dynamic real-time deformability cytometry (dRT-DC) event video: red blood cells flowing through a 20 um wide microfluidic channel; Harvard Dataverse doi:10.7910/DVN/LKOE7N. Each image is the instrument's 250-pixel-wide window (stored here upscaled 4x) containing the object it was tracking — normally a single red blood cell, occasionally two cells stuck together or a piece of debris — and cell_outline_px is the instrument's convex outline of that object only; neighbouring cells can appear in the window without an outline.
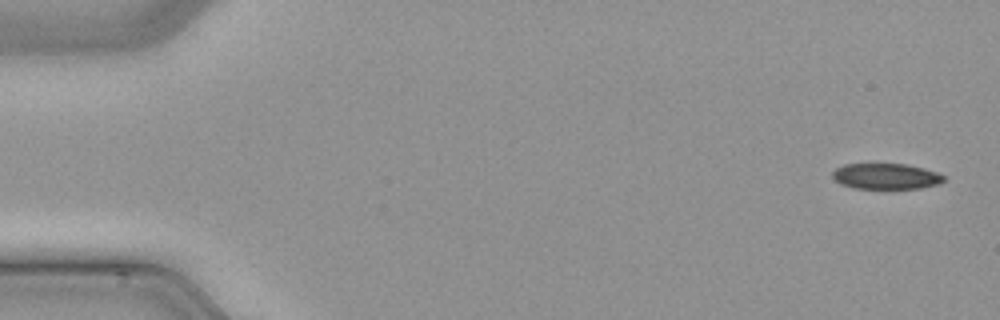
{"species": "common noctule bat (a hibernating species)", "species_latin": "Nyctalus noctula", "temperature_condition": "cold", "stored_images_in_passage": 48, "camera_frame_rate_fps": 3000, "um_per_image_px": 0.085, "animal": {"sex": "male", "body_mass_g": 21.5, "forearm_length_mm": 52.0}, "frame": {"image": 1, "passage_image": 1, "time_ms": 0.0, "image_size_px": [1000, 320], "cell_outline_px": [[944, 180], [936, 184], [920, 188], [852, 188], [840, 184], [832, 176], [832, 172], [836, 168], [844, 164], [908, 164], [924, 168], [936, 172], [944, 176]], "centroid_in_image_um": [75.27, 14.98], "position_along_channel_um": 9.7, "area_um2": 16.59}}
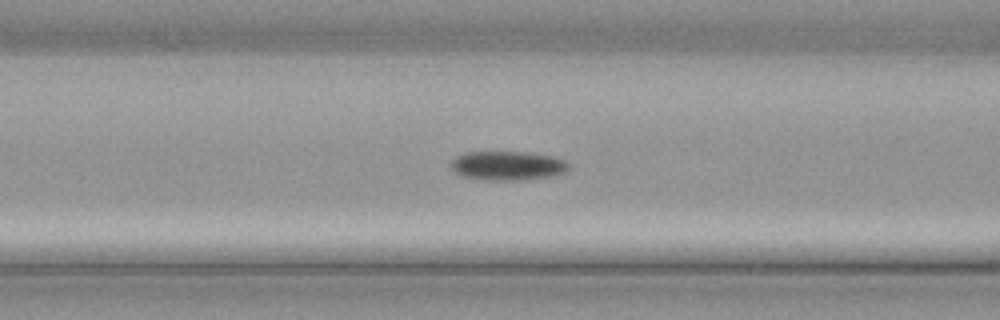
{"frame": {"image": 2, "passage_image": 19, "time_ms": 6.0, "image_size_px": [1000, 320], "cell_outline_px": [[568, 168], [564, 172], [552, 176], [524, 180], [484, 180], [460, 176], [452, 172], [452, 160], [456, 156], [464, 152], [528, 152], [552, 156], [564, 160], [568, 164]], "centroid_in_image_um": [43.1, 14.09], "position_along_channel_um": 123.5, "area_um2": 20.11}}
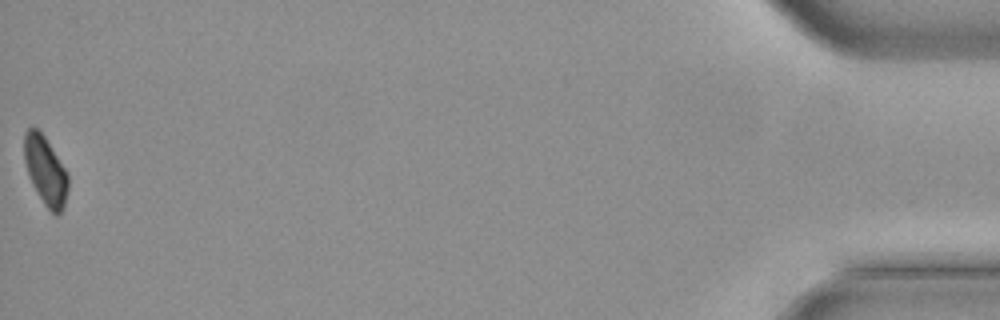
{"frame": {"image": 3, "passage_image": 48, "time_ms": 15.667, "image_size_px": [1000, 320], "cell_outline_px": [[68, 188], [64, 208], [56, 216], [44, 204], [32, 184], [24, 160], [24, 132], [28, 128], [36, 128], [44, 136], [68, 172]], "centroid_in_image_um": [3.88, 14.51], "position_along_channel_um": 431.3, "area_um2": 17.46}}